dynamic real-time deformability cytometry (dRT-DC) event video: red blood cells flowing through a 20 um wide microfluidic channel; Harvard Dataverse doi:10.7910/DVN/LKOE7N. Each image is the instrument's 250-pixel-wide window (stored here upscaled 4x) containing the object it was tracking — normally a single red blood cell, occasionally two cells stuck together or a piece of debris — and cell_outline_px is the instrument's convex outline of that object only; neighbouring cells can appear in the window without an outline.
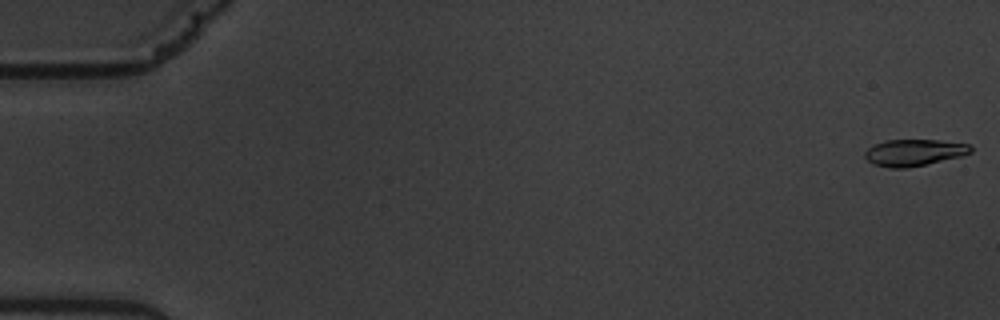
{"species": "common noctule bat (a hibernating species)", "species_latin": "Nyctalus noctula", "temperature_condition": "warm", "stored_images_in_passage": 58, "camera_frame_rate_fps": 3000, "um_per_image_px": 0.085, "animal": {"sex": "male", "body_mass_g": 19.5, "forearm_length_mm": 54.6}, "frame": {"image": 1, "passage_image": 1, "time_ms": 0.0, "image_size_px": [1000, 320], "cell_outline_px": [[972, 152], [964, 156], [908, 168], [892, 168], [872, 164], [864, 156], [864, 152], [872, 144], [888, 140], [936, 140], [968, 144], [972, 148]], "centroid_in_image_um": [77.69, 12.97], "position_along_channel_um": 7.3, "area_um2": 16.53}}
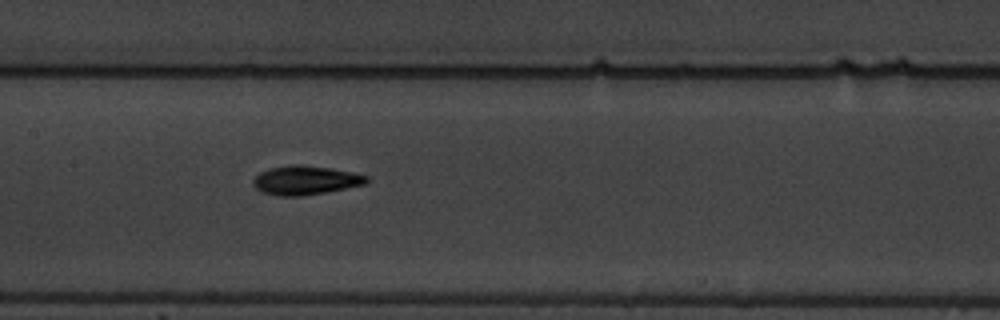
{"frame": {"image": 2, "passage_image": 29, "time_ms": 9.333, "image_size_px": [1000, 320], "cell_outline_px": [[368, 180], [364, 184], [324, 192], [300, 196], [280, 196], [260, 192], [252, 184], [252, 180], [260, 172], [268, 168], [292, 164], [304, 164], [352, 172], [368, 176]], "centroid_in_image_um": [25.89, 15.31], "position_along_channel_um": 181.5, "area_um2": 19.07}}
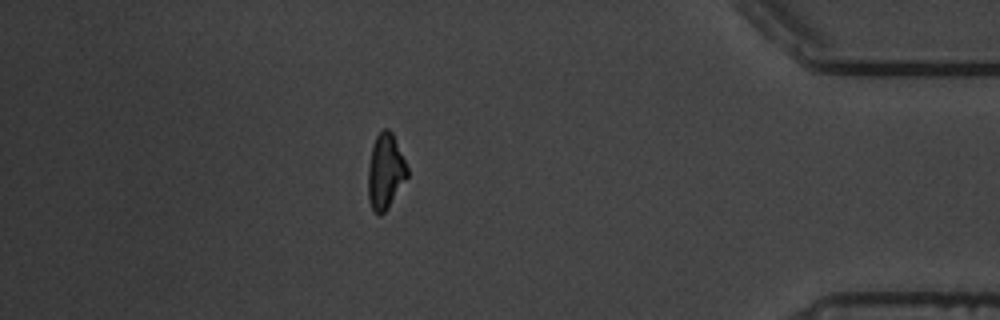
{"frame": {"image": 3, "passage_image": 51, "time_ms": 16.667, "image_size_px": [1000, 320], "cell_outline_px": [[408, 176], [384, 212], [380, 216], [372, 212], [368, 200], [368, 168], [372, 144], [376, 136], [384, 128], [388, 128], [392, 132], [408, 168]], "centroid_in_image_um": [32.73, 14.58], "position_along_channel_um": 402.5, "area_um2": 17.17}, "authors_computed_cell_mechanics": {"area_um2": 17.5134, "velocity_mm_per_s": 3.536, "shape_relaxation_time_tau1_ms": 2.3973, "shape_relaxation_time_tau2_ms": 3.2982, "deformation_change_tau1": 0.18, "deformation_change_tau2": 0.1031}}